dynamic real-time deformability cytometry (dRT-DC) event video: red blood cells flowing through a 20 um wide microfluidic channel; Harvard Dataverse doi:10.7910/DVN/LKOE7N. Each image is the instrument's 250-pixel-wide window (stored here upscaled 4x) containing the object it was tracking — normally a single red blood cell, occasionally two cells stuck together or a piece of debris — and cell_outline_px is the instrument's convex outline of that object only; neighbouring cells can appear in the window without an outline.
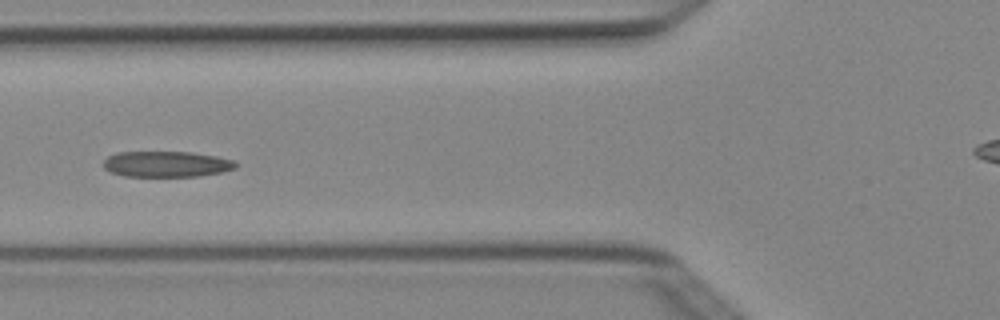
{"species": "Egyptian fruit bat (a non-hibernating species)", "species_latin": "Rousettus aegyptiacus", "temperature_condition": "cold", "stored_images_in_passage": 5, "camera_frame_rate_fps": 3000, "um_per_image_px": 0.085, "animal": {"sex": "female"}, "frame": {"image": 1, "passage_image": 5, "time_ms": 1.333, "image_size_px": [1000, 320], "cell_outline_px": [[236, 168], [224, 172], [200, 176], [124, 176], [108, 172], [104, 168], [104, 160], [108, 156], [116, 152], [192, 152], [216, 156], [236, 160]], "centroid_in_image_um": [14.16, 13.95], "position_along_channel_um": 111.6, "area_um2": 20.11}}